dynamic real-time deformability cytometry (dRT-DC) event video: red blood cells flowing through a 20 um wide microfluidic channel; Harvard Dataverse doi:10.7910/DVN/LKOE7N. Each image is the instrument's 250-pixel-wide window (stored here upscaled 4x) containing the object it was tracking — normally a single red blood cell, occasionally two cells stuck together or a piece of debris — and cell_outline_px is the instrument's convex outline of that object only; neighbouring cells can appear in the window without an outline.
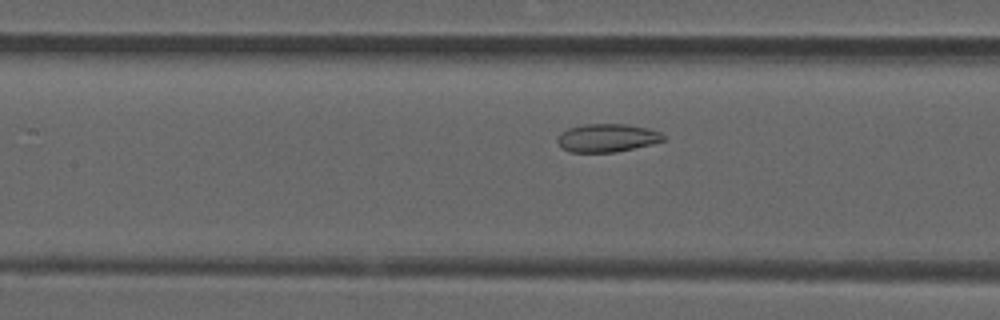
{"species": "common noctule bat (a hibernating species)", "species_latin": "Nyctalus noctula", "temperature_condition": "room temperature", "stored_images_in_passage": 43, "camera_frame_rate_fps": 3000, "um_per_image_px": 0.085, "animal": {"sex": "male", "forearm_length_mm": 52.5}, "frame": {"image": 1, "passage_image": 14, "time_ms": 4.333, "image_size_px": [1000, 320], "cell_outline_px": [[664, 140], [652, 144], [616, 152], [568, 152], [560, 148], [556, 140], [556, 136], [560, 132], [568, 128], [584, 124], [628, 124], [648, 128], [660, 132], [664, 136]], "centroid_in_image_um": [51.54, 11.72], "position_along_channel_um": 155.9, "area_um2": 17.63}}
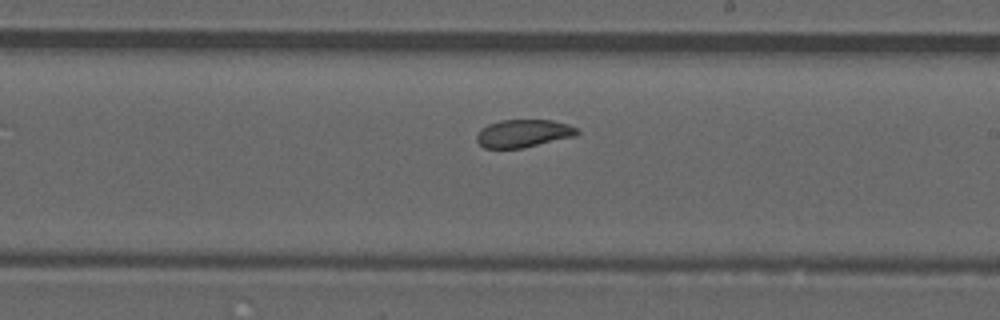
{"frame": {"image": 2, "passage_image": 21, "time_ms": 6.667, "image_size_px": [1000, 320], "cell_outline_px": [[580, 132], [576, 136], [524, 148], [484, 148], [476, 140], [476, 136], [480, 128], [488, 124], [500, 120], [552, 120], [568, 124], [580, 128]], "centroid_in_image_um": [44.51, 11.33], "position_along_channel_um": 244.5, "area_um2": 16.53}}
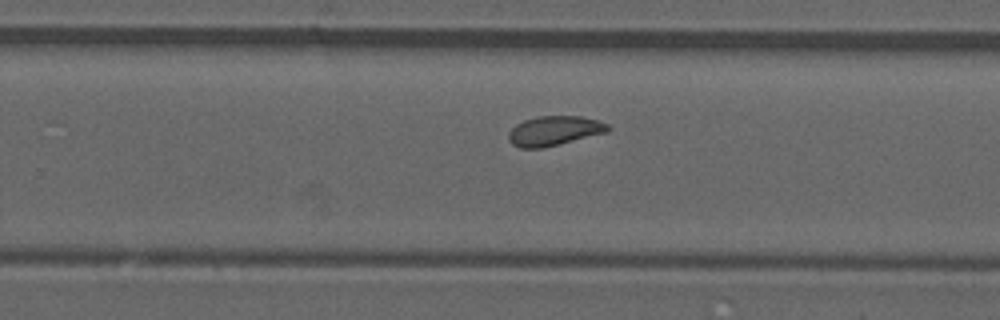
{"frame": {"image": 3, "passage_image": 24, "time_ms": 7.667, "image_size_px": [1000, 320], "cell_outline_px": [[612, 128], [608, 132], [540, 148], [520, 148], [512, 144], [508, 140], [508, 132], [516, 124], [524, 120], [540, 116], [580, 116], [596, 120], [608, 124]], "centroid_in_image_um": [47.1, 11.11], "position_along_channel_um": 282.7, "area_um2": 16.99}, "authors_computed_cell_mechanics": {"area_um2": 17.1666, "velocity_mm_per_s": 3.8306, "shape_relaxation_time_tau1_ms": null, "shape_relaxation_time_tau2_ms": 1.6772, "deformation_change_tau1": null, "deformation_change_tau2": 0.0734}}